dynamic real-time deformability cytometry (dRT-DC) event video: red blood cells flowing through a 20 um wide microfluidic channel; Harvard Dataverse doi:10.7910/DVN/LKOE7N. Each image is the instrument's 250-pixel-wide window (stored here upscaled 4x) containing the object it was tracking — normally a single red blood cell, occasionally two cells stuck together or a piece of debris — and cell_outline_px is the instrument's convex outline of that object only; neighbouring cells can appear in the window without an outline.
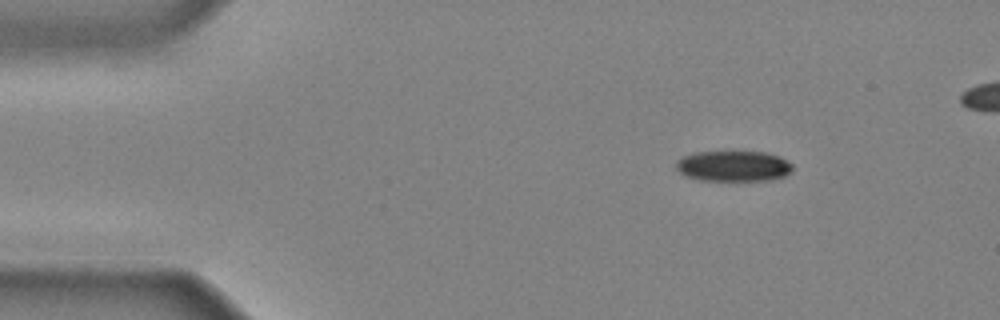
{"species": "common noctule bat (a hibernating species)", "species_latin": "Nyctalus noctula", "temperature_condition": "cold", "stored_images_in_passage": 38, "camera_frame_rate_fps": 3000, "um_per_image_px": 0.085, "animal": {"sex": "male", "body_mass_g": 20.4}, "frame": {"image": 1, "passage_image": 1, "time_ms": 0.0, "image_size_px": [1000, 320], "cell_outline_px": [[792, 172], [784, 176], [772, 180], [700, 180], [684, 176], [676, 168], [676, 160], [684, 156], [696, 152], [764, 152], [780, 156], [792, 164]], "centroid_in_image_um": [62.35, 14.12], "position_along_channel_um": 22.7, "area_um2": 20.81}}
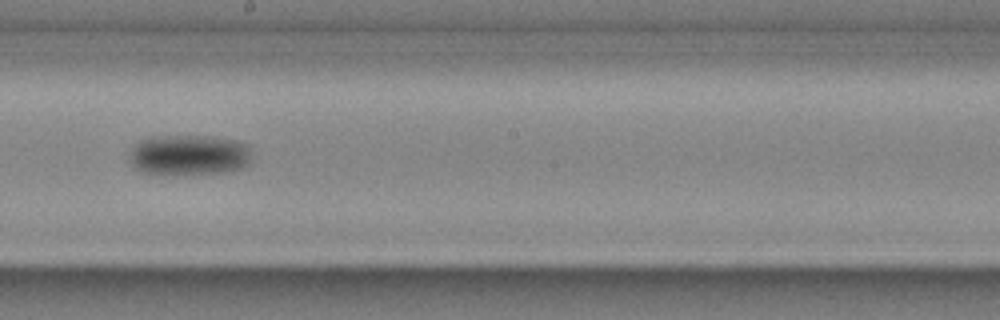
{"frame": {"image": 2, "passage_image": 20, "time_ms": 6.333, "image_size_px": [1000, 320], "cell_outline_px": [[248, 164], [240, 168], [224, 172], [184, 176], [172, 176], [140, 172], [128, 160], [128, 156], [132, 148], [140, 140], [152, 136], [212, 136], [236, 140], [248, 144]], "centroid_in_image_um": [15.99, 13.2], "position_along_channel_um": 232.2, "area_um2": 29.54}}
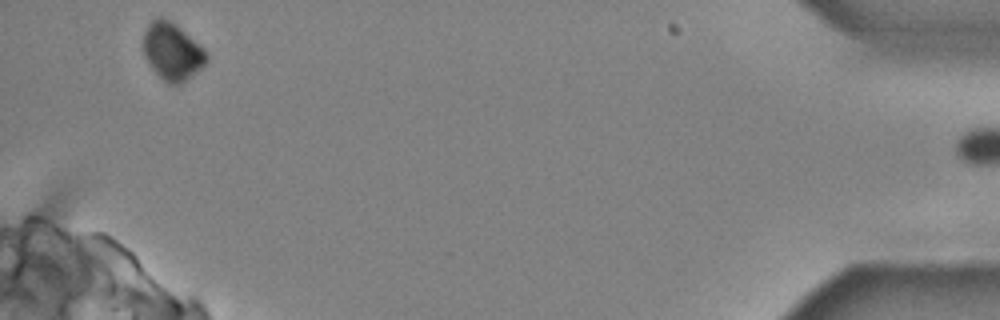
{"frame": {"image": 3, "passage_image": 37, "time_ms": 12.0, "image_size_px": [1000, 320], "cell_outline_px": [[208, 60], [200, 68], [180, 84], [168, 84], [152, 68], [144, 56], [144, 32], [148, 24], [152, 20], [160, 16], [176, 24], [204, 48], [208, 56]], "centroid_in_image_um": [14.64, 4.36], "position_along_channel_um": 420.6, "area_um2": 20.75}}